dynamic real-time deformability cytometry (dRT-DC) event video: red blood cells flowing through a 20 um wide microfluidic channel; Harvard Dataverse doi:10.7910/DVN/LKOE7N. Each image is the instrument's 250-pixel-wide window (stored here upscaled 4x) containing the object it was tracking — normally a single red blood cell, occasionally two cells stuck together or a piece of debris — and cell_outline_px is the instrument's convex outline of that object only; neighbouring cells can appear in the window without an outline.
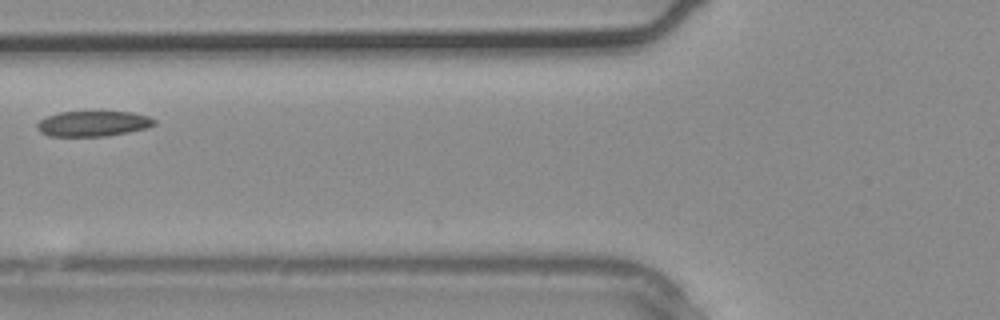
{"species": "common noctule bat (a hibernating species)", "species_latin": "Nyctalus noctula", "temperature_condition": "warm", "stored_images_in_passage": 3, "camera_frame_rate_fps": 3000, "um_per_image_px": 0.085, "animal": {"sex": "male", "body_mass_g": 20.4}, "frame": {"image": 1, "passage_image": 3, "time_ms": 0.667, "image_size_px": [1000, 320], "cell_outline_px": [[156, 124], [148, 128], [108, 136], [48, 136], [40, 132], [36, 128], [36, 124], [40, 120], [48, 116], [60, 112], [132, 112], [148, 116], [156, 120]], "centroid_in_image_um": [7.92, 10.52], "position_along_channel_um": 117.9, "area_um2": 17.4}}